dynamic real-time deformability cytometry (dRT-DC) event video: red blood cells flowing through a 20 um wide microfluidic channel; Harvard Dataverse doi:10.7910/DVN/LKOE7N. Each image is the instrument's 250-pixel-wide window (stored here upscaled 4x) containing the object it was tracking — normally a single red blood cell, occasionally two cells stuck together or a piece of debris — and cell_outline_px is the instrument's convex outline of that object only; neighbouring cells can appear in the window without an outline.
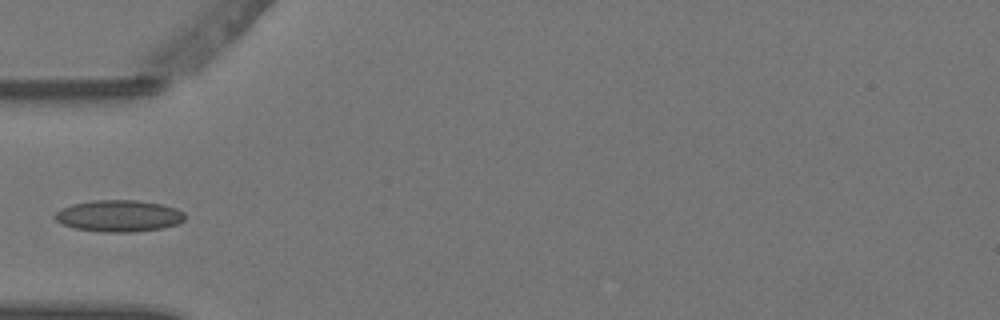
{"species": "Egyptian fruit bat (a non-hibernating species)", "species_latin": "Rousettus aegyptiacus", "temperature_condition": "warm", "stored_images_in_passage": 4, "camera_frame_rate_fps": 3000, "um_per_image_px": 0.085, "animal": {"sex": "female"}, "frame": {"image": 1, "passage_image": 4, "time_ms": 1.0, "image_size_px": [1000, 320], "cell_outline_px": [[184, 220], [176, 224], [160, 228], [132, 232], [104, 232], [76, 228], [64, 224], [56, 220], [52, 216], [60, 208], [72, 204], [92, 200], [136, 200], [164, 204], [176, 208], [184, 212]], "centroid_in_image_um": [10.09, 18.33], "position_along_channel_um": 74.9, "area_um2": 23.93}}